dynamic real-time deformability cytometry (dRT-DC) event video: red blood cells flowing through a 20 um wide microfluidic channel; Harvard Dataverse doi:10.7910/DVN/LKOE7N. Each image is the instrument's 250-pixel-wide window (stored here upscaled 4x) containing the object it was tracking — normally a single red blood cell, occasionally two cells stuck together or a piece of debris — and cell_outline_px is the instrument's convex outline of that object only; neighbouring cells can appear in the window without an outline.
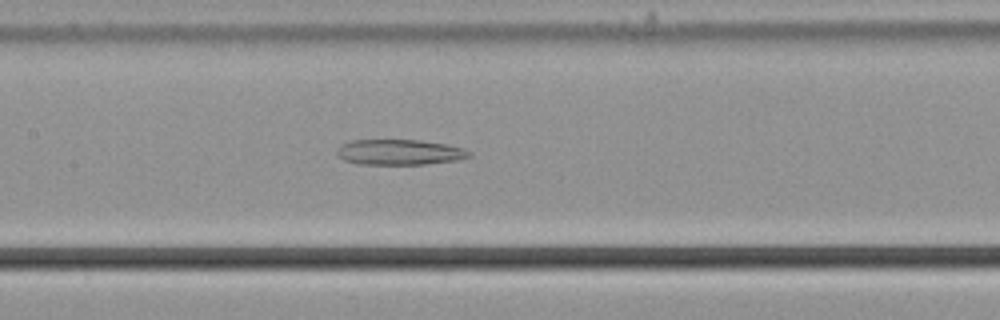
{"species": "common noctule bat (a hibernating species)", "species_latin": "Nyctalus noctula", "temperature_condition": "cold", "stored_images_in_passage": 41, "camera_frame_rate_fps": 3000, "um_per_image_px": 0.085, "animal": {"sex": "male", "body_mass_g": 21.5, "forearm_length_mm": 52.0}, "frame": {"image": 1, "passage_image": 20, "time_ms": 6.333, "image_size_px": [1000, 320], "cell_outline_px": [[472, 156], [460, 160], [424, 164], [356, 164], [344, 160], [336, 152], [336, 148], [340, 144], [352, 140], [420, 140], [444, 144], [464, 148], [472, 152]], "centroid_in_image_um": [33.97, 12.93], "position_along_channel_um": 173.4, "area_um2": 19.77}}
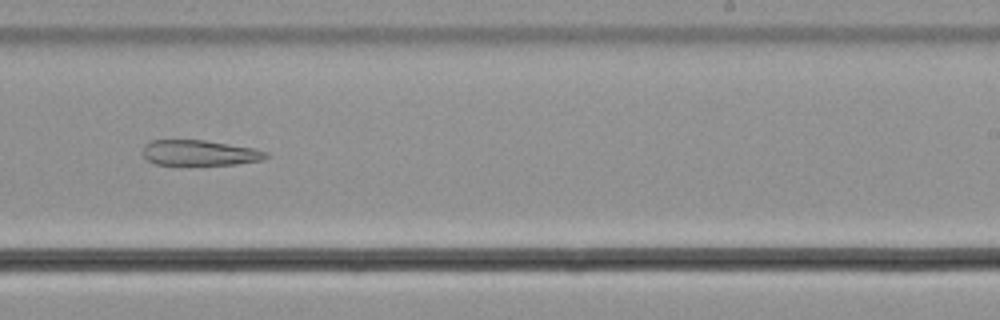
{"frame": {"image": 2, "passage_image": 28, "time_ms": 9.0, "image_size_px": [1000, 320], "cell_outline_px": [[268, 156], [264, 160], [236, 164], [156, 164], [148, 160], [144, 156], [144, 144], [152, 140], [204, 140], [256, 148], [268, 152]], "centroid_in_image_um": [17.02, 12.98], "position_along_channel_um": 272.0, "area_um2": 18.15}}
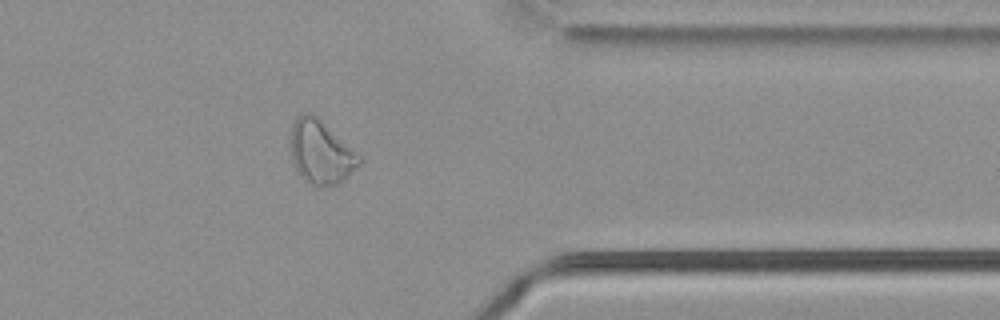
{"frame": {"image": 3, "passage_image": 38, "time_ms": 12.333, "image_size_px": [1000, 320], "cell_outline_px": [[364, 156], [360, 164], [344, 180], [336, 184], [308, 184], [300, 176], [288, 152], [288, 144], [292, 124], [296, 116], [304, 112], [312, 112]], "centroid_in_image_um": [27.26, 12.88], "position_along_channel_um": 384.1, "area_um2": 26.13}}